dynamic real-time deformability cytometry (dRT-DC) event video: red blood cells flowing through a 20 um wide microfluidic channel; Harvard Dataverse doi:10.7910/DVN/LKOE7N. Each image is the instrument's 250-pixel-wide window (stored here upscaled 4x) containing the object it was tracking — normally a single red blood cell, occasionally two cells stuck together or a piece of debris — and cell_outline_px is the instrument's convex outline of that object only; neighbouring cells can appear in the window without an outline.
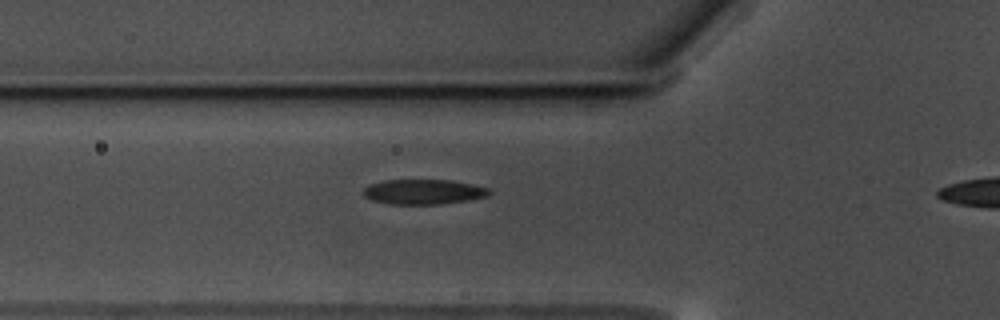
{"species": "common noctule bat (a hibernating species)", "species_latin": "Nyctalus noctula", "temperature_condition": "warm", "stored_images_in_passage": 42, "camera_frame_rate_fps": 3000, "um_per_image_px": 0.085, "animal": {"sex": "male", "body_mass_g": 17.5, "forearm_length_mm": 52.3}, "frame": {"image": 1, "passage_image": 12, "time_ms": 3.667, "image_size_px": [1000, 320], "cell_outline_px": [[492, 192], [488, 196], [468, 200], [440, 204], [388, 204], [372, 200], [364, 196], [364, 188], [372, 184], [384, 180], [452, 180], [488, 188]], "centroid_in_image_um": [36.01, 16.31], "position_along_channel_um": 89.8, "area_um2": 18.21}}
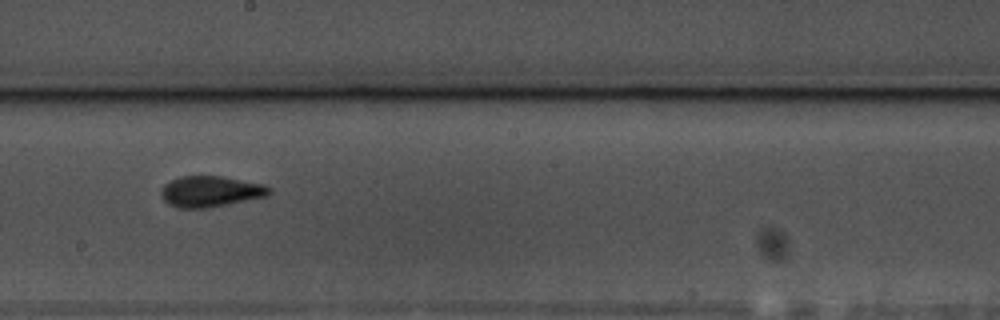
{"frame": {"image": 2, "passage_image": 24, "time_ms": 7.667, "image_size_px": [1000, 320], "cell_outline_px": [[272, 192], [268, 196], [208, 208], [176, 208], [168, 204], [160, 196], [160, 188], [164, 184], [180, 176], [224, 176], [264, 184], [272, 188]], "centroid_in_image_um": [17.89, 16.27], "position_along_channel_um": 230.3, "area_um2": 19.83}}
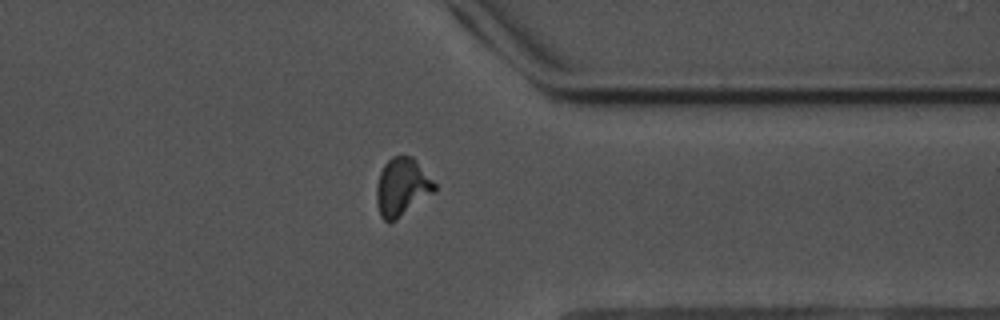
{"frame": {"image": 3, "passage_image": 37, "time_ms": 12.0, "image_size_px": [1000, 320], "cell_outline_px": [[436, 192], [396, 220], [388, 224], [380, 216], [376, 204], [376, 188], [380, 172], [384, 164], [392, 156], [412, 156], [416, 160], [436, 184]], "centroid_in_image_um": [34.16, 15.93], "position_along_channel_um": 377.2, "area_um2": 19.88}, "authors_computed_cell_mechanics": {"area_um2": 19.3919, "velocity_mm_per_s": 3.5166, "shape_relaxation_time_tau1_ms": 3.915, "shape_relaxation_time_tau2_ms": 1.4728, "deformation_change_tau1": 0.1542, "deformation_change_tau2": 0.071}}